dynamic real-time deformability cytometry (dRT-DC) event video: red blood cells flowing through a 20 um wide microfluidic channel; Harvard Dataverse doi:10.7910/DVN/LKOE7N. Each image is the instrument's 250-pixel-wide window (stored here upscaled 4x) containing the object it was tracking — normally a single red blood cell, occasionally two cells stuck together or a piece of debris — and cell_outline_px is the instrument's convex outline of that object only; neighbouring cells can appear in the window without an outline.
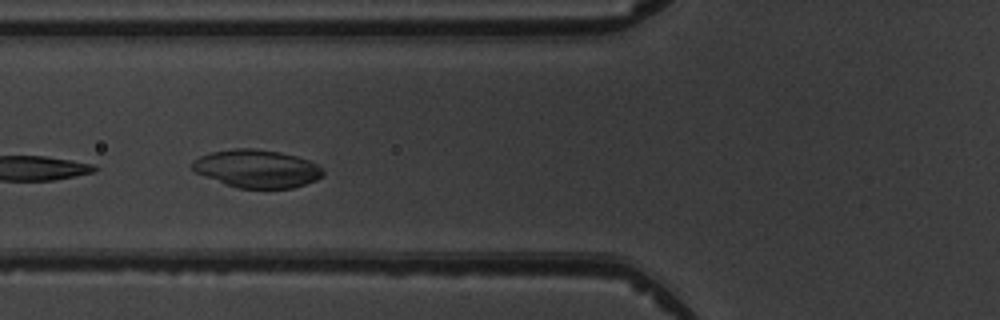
{"species": "common noctule bat (a hibernating species)", "species_latin": "Nyctalus noctula", "temperature_condition": "warm", "stored_images_in_passage": 7, "camera_frame_rate_fps": 3000, "um_per_image_px": 0.085, "animal": {"sex": "male", "body_mass_g": 19.5, "forearm_length_mm": 54.6}, "frame": {"image": 1, "passage_image": 5, "time_ms": 5.333, "image_size_px": [1000, 320], "cell_outline_px": [[324, 176], [316, 180], [292, 188], [240, 188], [224, 184], [204, 176], [196, 172], [192, 168], [192, 160], [208, 152], [232, 148], [256, 148], [280, 152], [296, 156], [308, 160], [324, 168]], "centroid_in_image_um": [21.83, 14.32], "position_along_channel_um": 104.0, "area_um2": 29.13}}
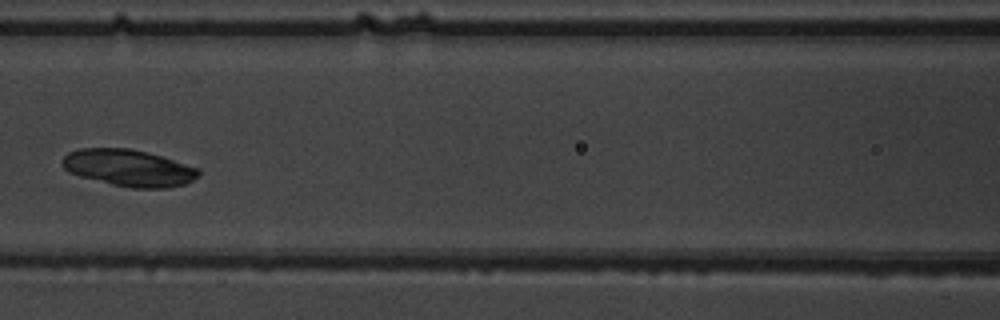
{"frame": {"image": 2, "passage_image": 6, "time_ms": 6.667, "image_size_px": [1000, 320], "cell_outline_px": [[200, 176], [184, 184], [168, 188], [132, 188], [112, 184], [80, 176], [68, 172], [60, 164], [60, 160], [68, 152], [80, 148], [128, 148], [160, 156], [200, 168]], "centroid_in_image_um": [10.92, 14.27], "position_along_channel_um": 155.7, "area_um2": 29.19}}
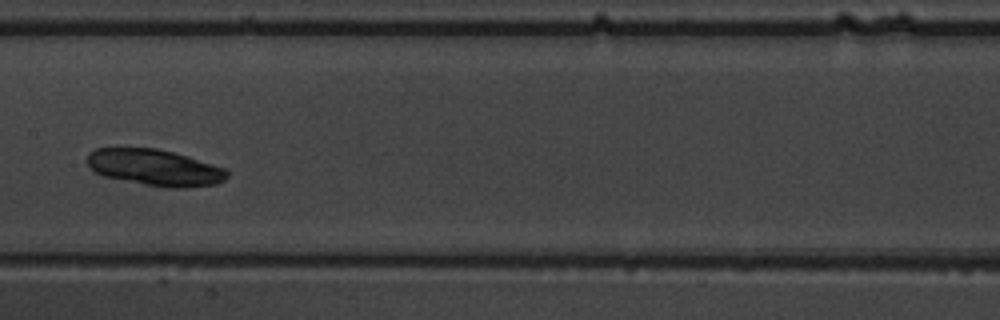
{"frame": {"image": 3, "passage_image": 7, "time_ms": 7.667, "image_size_px": [1000, 320], "cell_outline_px": [[228, 176], [224, 180], [216, 184], [184, 188], [168, 188], [144, 184], [104, 176], [88, 168], [88, 152], [96, 148], [156, 148], [188, 156], [228, 168]], "centroid_in_image_um": [13.19, 14.24], "position_along_channel_um": 194.2, "area_um2": 29.77}}